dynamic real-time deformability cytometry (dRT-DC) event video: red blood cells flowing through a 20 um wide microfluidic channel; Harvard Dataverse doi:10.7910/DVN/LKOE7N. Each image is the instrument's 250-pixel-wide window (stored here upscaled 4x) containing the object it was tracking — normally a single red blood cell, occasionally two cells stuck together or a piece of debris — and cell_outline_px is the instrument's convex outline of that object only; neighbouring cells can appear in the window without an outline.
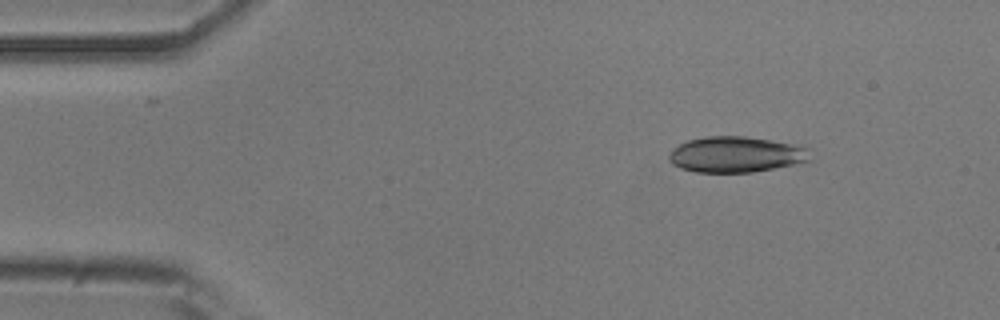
{"species": "common noctule bat (a hibernating species)", "species_latin": "Nyctalus noctula", "temperature_condition": "room temperature", "stored_images_in_passage": 46, "camera_frame_rate_fps": 3000, "um_per_image_px": 0.085, "animal": {"sex": "male", "body_mass_g": 20.5, "forearm_length_mm": 52.5}, "frame": {"image": 1, "passage_image": 1, "time_ms": 0.0, "image_size_px": [1000, 320], "cell_outline_px": [[812, 160], [752, 172], [696, 172], [680, 168], [672, 164], [668, 160], [668, 156], [680, 144], [688, 140], [704, 136], [744, 136], [792, 144], [812, 148]], "centroid_in_image_um": [62.58, 13.13], "position_along_channel_um": 22.4, "area_um2": 29.36}}
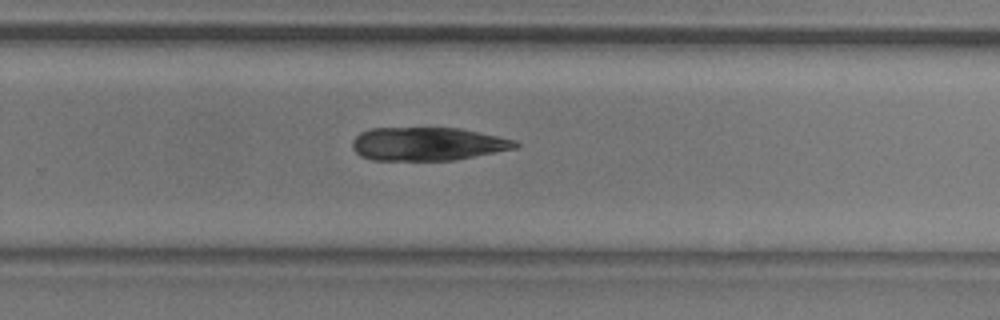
{"frame": {"image": 2, "passage_image": 28, "time_ms": 9.0, "image_size_px": [1000, 320], "cell_outline_px": [[520, 144], [516, 148], [452, 160], [372, 160], [360, 156], [352, 148], [352, 140], [360, 132], [368, 128], [460, 128], [516, 140]], "centroid_in_image_um": [36.3, 12.23], "position_along_channel_um": 293.5, "area_um2": 31.62}}
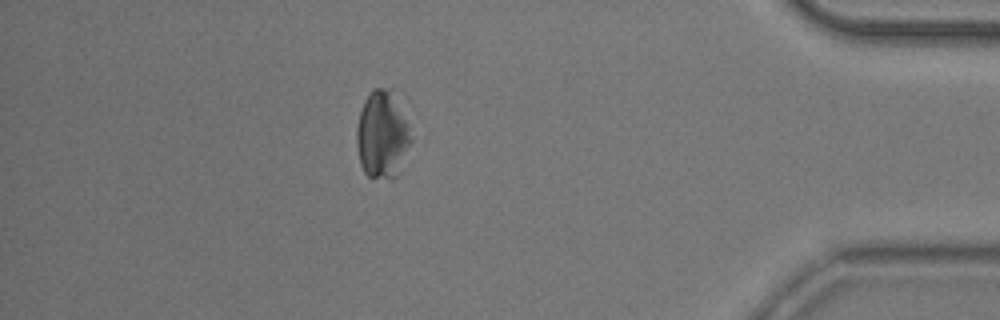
{"frame": {"image": 3, "passage_image": 40, "time_ms": 13.0, "image_size_px": [1000, 320], "cell_outline_px": [[412, 140], [400, 172], [392, 180], [368, 176], [364, 172], [360, 164], [356, 144], [356, 128], [360, 112], [364, 100], [372, 88], [392, 88], [408, 124], [412, 136]], "centroid_in_image_um": [32.5, 11.46], "position_along_channel_um": 402.7, "area_um2": 28.21}}